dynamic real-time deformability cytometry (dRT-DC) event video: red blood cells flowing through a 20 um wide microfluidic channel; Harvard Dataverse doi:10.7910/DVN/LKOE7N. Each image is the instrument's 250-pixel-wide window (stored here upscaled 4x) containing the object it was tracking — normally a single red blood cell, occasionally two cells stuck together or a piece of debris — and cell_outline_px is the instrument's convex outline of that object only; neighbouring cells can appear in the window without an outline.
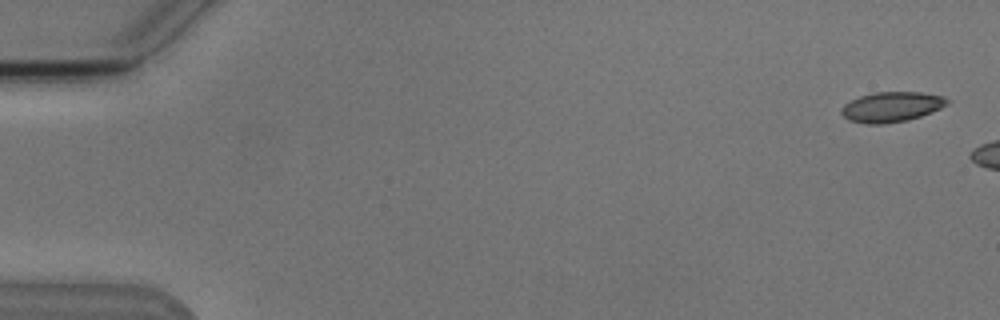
{"species": "Egyptian fruit bat (a non-hibernating species)", "species_latin": "Rousettus aegyptiacus", "temperature_condition": "cold", "stored_images_in_passage": 2, "camera_frame_rate_fps": 3000, "um_per_image_px": 0.085, "animal": {"sex": "male"}, "frame": {"image": 1, "passage_image": 1, "time_ms": 0.0, "image_size_px": [1000, 320], "cell_outline_px": [[952, 100], [948, 104], [940, 108], [920, 116], [908, 120], [880, 124], [868, 124], [848, 120], [840, 112], [840, 108], [844, 104], [860, 96], [876, 92], [920, 92], [944, 96]], "centroid_in_image_um": [75.79, 9.08], "position_along_channel_um": 9.2, "area_um2": 18.55}}